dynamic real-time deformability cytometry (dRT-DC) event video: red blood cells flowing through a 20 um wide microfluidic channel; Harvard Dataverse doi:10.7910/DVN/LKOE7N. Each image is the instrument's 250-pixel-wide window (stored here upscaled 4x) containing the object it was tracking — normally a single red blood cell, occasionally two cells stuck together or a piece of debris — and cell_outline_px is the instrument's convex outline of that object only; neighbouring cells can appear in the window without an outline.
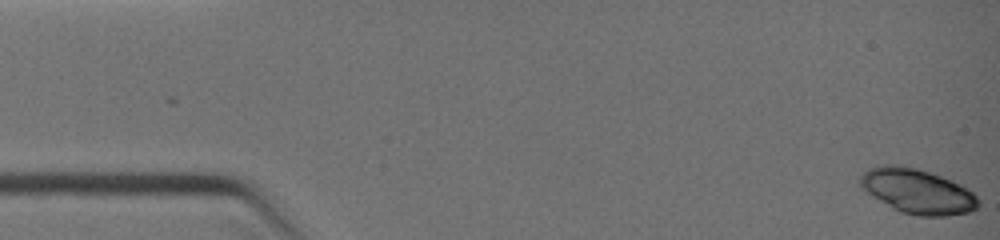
{"species": "common noctule bat (a hibernating species)", "species_latin": "Nyctalus noctula", "temperature_condition": "warm", "stored_images_in_passage": 3, "camera_frame_rate_fps": 3000, "um_per_image_px": 0.085, "animal": {"sex": "female", "body_mass_g": 19.0, "forearm_length_mm": 51.5}, "frame": {"image": 1, "passage_image": 3, "time_ms": 0.333, "image_size_px": [1000, 240], "cell_outline_px": [[980, 204], [976, 208], [968, 212], [948, 216], [920, 216], [900, 212], [892, 208], [860, 188], [860, 176], [868, 168], [884, 164], [896, 164], [916, 168], [952, 180], [960, 184], [972, 192], [980, 200]], "centroid_in_image_um": [77.97, 16.25], "position_along_channel_um": 7.0, "area_um2": 30.81}}